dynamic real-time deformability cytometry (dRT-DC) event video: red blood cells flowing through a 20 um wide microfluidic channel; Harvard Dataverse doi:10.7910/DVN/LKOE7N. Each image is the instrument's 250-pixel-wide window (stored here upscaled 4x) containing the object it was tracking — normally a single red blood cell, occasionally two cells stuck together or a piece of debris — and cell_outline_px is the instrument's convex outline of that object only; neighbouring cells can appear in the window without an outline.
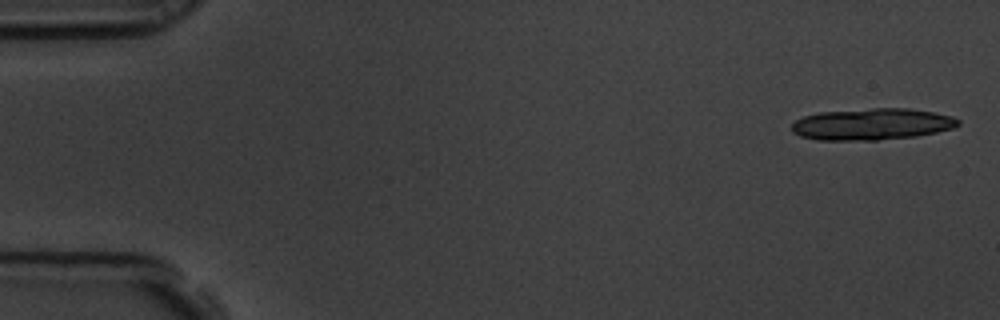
{"species": "common noctule bat (a hibernating species)", "species_latin": "Nyctalus noctula", "temperature_condition": "room temperature", "stored_images_in_passage": 8, "camera_frame_rate_fps": 3000, "um_per_image_px": 0.085, "animal": {"sex": "male", "body_mass_g": 19.5, "forearm_length_mm": 54.6}, "frame": {"image": 1, "passage_image": 1, "time_ms": 0.0, "image_size_px": [1000, 320], "cell_outline_px": [[960, 124], [952, 128], [936, 132], [916, 136], [876, 140], [816, 140], [800, 136], [792, 132], [792, 124], [796, 120], [804, 116], [820, 112], [872, 108], [908, 108], [936, 112], [952, 116], [960, 120]], "centroid_in_image_um": [74.12, 10.55], "position_along_channel_um": 10.9, "area_um2": 30.75}}
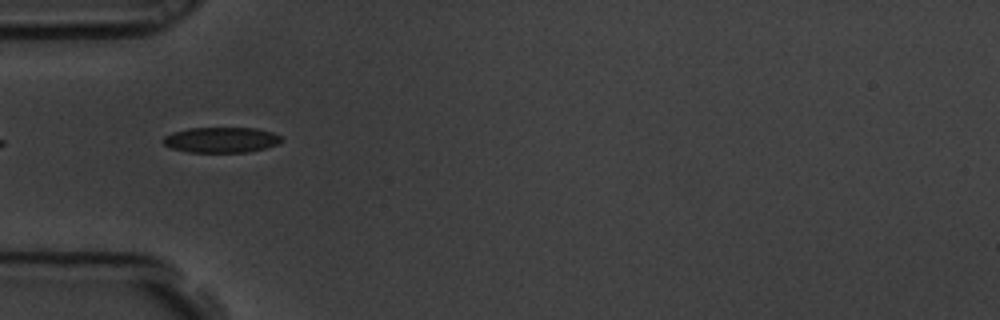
{"frame": {"image": 2, "passage_image": 6, "time_ms": 1.667, "image_size_px": [1000, 320], "cell_outline_px": [[280, 140], [276, 144], [264, 148], [248, 152], [188, 152], [172, 148], [164, 144], [160, 140], [164, 136], [172, 132], [188, 128], [256, 128], [272, 132], [280, 136]], "centroid_in_image_um": [18.74, 11.88], "position_along_channel_um": 66.3, "area_um2": 17.46}}
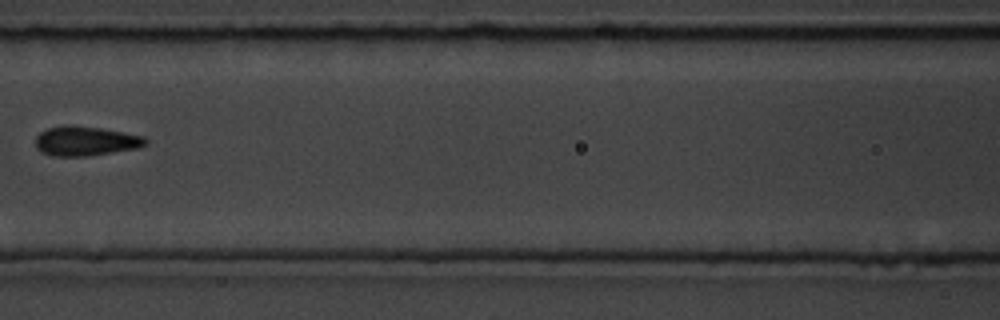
{"frame": {"image": 3, "passage_image": 8, "time_ms": 2.333, "image_size_px": [1000, 320], "cell_outline_px": [[148, 144], [140, 148], [84, 156], [52, 156], [40, 152], [36, 148], [36, 136], [40, 132], [48, 128], [100, 128], [144, 136], [148, 140]], "centroid_in_image_um": [7.32, 12.04], "position_along_channel_um": 159.3, "area_um2": 18.26}}